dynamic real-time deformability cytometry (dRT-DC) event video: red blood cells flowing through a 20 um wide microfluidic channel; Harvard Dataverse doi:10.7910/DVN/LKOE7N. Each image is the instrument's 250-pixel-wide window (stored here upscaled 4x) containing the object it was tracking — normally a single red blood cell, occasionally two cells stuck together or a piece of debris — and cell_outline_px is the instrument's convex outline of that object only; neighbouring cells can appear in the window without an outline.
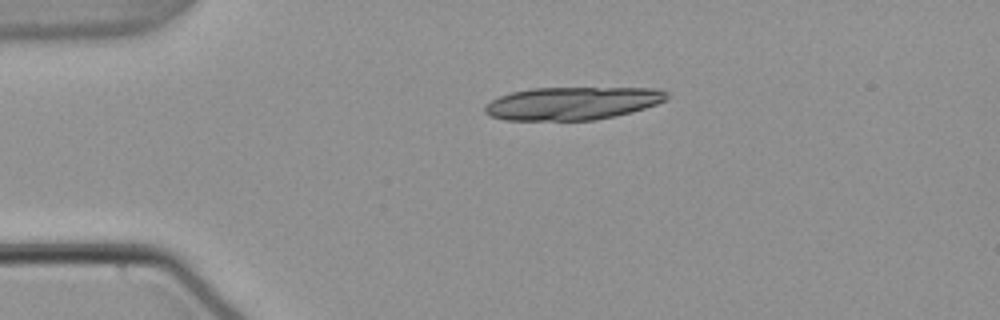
{"species": "common noctule bat (a hibernating species)", "species_latin": "Nyctalus noctula", "temperature_condition": "warm", "stored_images_in_passage": 42, "camera_frame_rate_fps": 3000, "um_per_image_px": 0.085, "animal": {"sex": "male", "body_mass_g": 21.5, "forearm_length_mm": 52.0}, "frame": {"image": 1, "passage_image": 1, "time_ms": 0.0, "image_size_px": [1000, 320], "cell_outline_px": [[668, 96], [664, 100], [656, 104], [632, 112], [616, 116], [592, 120], [504, 120], [492, 116], [484, 112], [484, 104], [500, 96], [512, 92], [532, 88], [660, 88], [668, 92]], "centroid_in_image_um": [48.65, 8.78], "position_along_channel_um": 36.4, "area_um2": 34.91}, "authors_computed_cell_mechanics": {"area_um2": 19.1318, "velocity_mm_per_s": 3.7872, "shape_relaxation_time_tau1_ms": 1.7497, "shape_relaxation_time_tau2_ms": null, "deformation_change_tau1": 0.2448, "deformation_change_tau2": null}}